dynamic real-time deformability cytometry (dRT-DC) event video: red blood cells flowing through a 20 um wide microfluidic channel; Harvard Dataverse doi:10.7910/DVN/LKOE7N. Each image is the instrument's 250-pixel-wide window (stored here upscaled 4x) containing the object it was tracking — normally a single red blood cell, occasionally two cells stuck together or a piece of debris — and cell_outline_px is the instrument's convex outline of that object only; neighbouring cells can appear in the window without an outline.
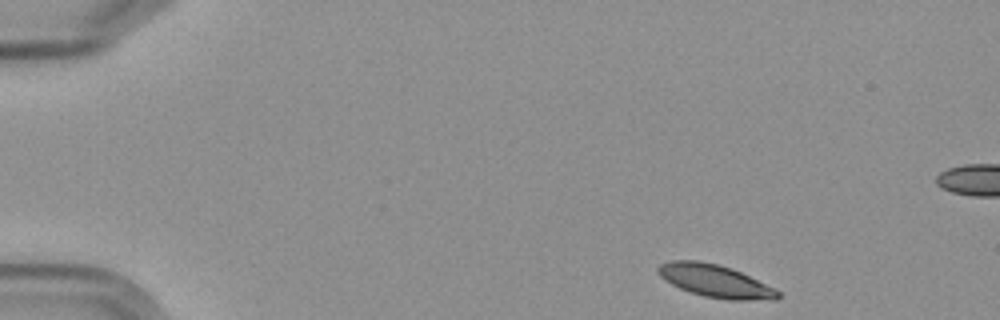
{"species": "Egyptian fruit bat (a non-hibernating species)", "species_latin": "Rousettus aegyptiacus", "temperature_condition": "cold", "stored_images_in_passage": 5, "camera_frame_rate_fps": 3000, "um_per_image_px": 0.085, "frame": {"image": 1, "passage_image": 1, "time_ms": 0.0, "image_size_px": [1000, 320], "cell_outline_px": [[780, 296], [776, 300], [732, 300], [704, 296], [680, 288], [664, 280], [656, 272], [656, 268], [660, 264], [672, 260], [700, 260], [732, 268], [776, 288], [780, 292]], "centroid_in_image_um": [60.81, 23.88], "position_along_channel_um": 24.2, "area_um2": 22.89}}